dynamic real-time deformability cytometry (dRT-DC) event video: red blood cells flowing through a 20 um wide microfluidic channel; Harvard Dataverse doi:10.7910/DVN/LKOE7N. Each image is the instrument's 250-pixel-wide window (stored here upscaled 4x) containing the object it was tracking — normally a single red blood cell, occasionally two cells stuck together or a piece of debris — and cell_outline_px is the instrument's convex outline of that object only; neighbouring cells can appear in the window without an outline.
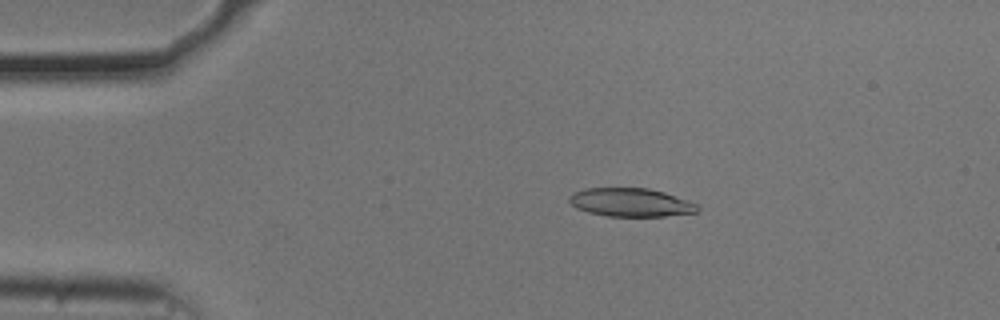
{"species": "common noctule bat (a hibernating species)", "species_latin": "Nyctalus noctula", "temperature_condition": "cold", "stored_images_in_passage": 55, "camera_frame_rate_fps": 3000, "um_per_image_px": 0.085, "animal": {"sex": "male", "body_mass_g": 20.5, "forearm_length_mm": 52.5}, "frame": {"image": 1, "passage_image": 11, "time_ms": 3.333, "image_size_px": [1000, 320], "cell_outline_px": [[700, 208], [696, 212], [664, 216], [608, 216], [588, 212], [576, 208], [568, 200], [568, 196], [572, 192], [584, 188], [648, 188], [664, 192], [688, 200], [696, 204]], "centroid_in_image_um": [53.58, 17.19], "position_along_channel_um": 31.4, "area_um2": 21.27}}
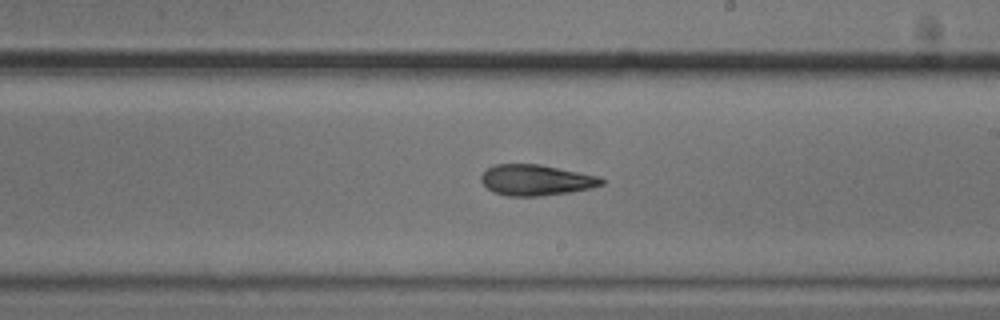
{"frame": {"image": 2, "passage_image": 32, "time_ms": 10.333, "image_size_px": [1000, 320], "cell_outline_px": [[604, 184], [592, 188], [568, 192], [540, 196], [508, 196], [492, 192], [480, 180], [480, 176], [492, 164], [540, 164], [600, 176], [604, 180]], "centroid_in_image_um": [45.56, 15.3], "position_along_channel_um": 243.4, "area_um2": 21.73}}
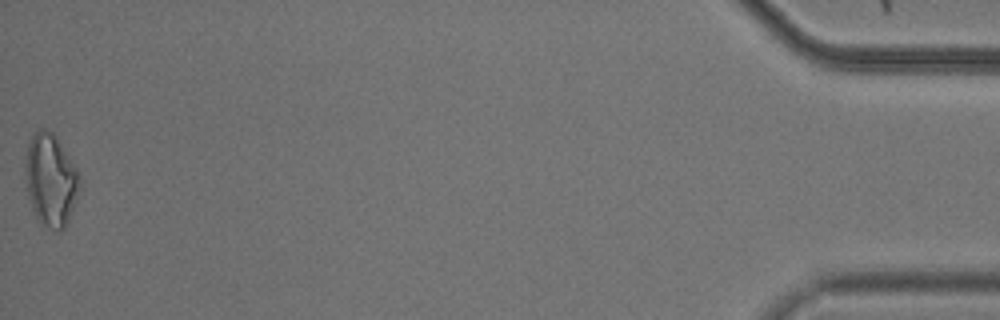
{"frame": {"image": 3, "passage_image": 55, "time_ms": 18.0, "image_size_px": [1000, 320], "cell_outline_px": [[80, 192], [68, 220], [64, 228], [60, 232], [56, 232], [40, 224], [32, 208], [28, 192], [24, 168], [24, 164], [28, 144], [36, 128], [44, 128], [52, 132], [56, 136], [76, 168]], "centroid_in_image_um": [4.29, 15.31], "position_along_channel_um": 430.9, "area_um2": 29.25}, "authors_computed_cell_mechanics": {"area_um2": 22.1952, "velocity_mm_per_s": 3.7088, "shape_relaxation_time_tau1_ms": 5.8128, "shape_relaxation_time_tau2_ms": 7.1491, "deformation_change_tau1": 0.1549, "deformation_change_tau2": 0.1691}}